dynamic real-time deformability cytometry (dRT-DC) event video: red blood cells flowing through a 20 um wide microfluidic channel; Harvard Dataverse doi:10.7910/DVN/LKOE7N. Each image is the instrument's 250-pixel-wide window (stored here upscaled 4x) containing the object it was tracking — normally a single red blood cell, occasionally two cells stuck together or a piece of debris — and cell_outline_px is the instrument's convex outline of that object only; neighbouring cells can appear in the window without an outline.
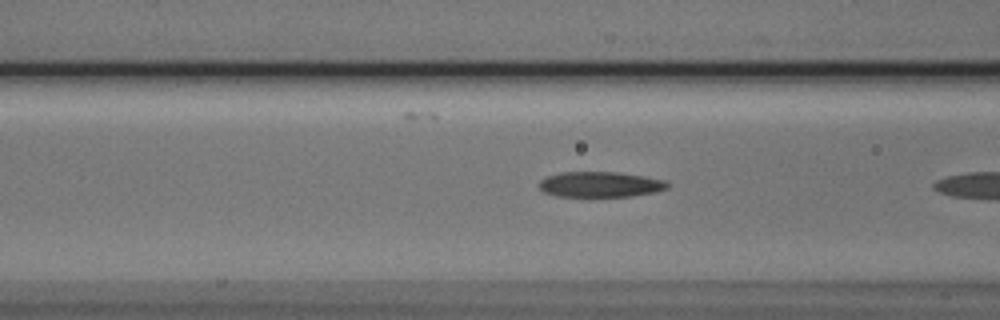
{"species": "Egyptian fruit bat (a non-hibernating species)", "species_latin": "Rousettus aegyptiacus", "temperature_condition": "cold", "stored_images_in_passage": 6, "camera_frame_rate_fps": 3000, "um_per_image_px": 0.085, "animal": {"sex": "male"}, "frame": {"image": 1, "passage_image": 5, "time_ms": 1.333, "image_size_px": [1000, 320], "cell_outline_px": [[668, 188], [656, 192], [632, 196], [588, 200], [556, 196], [544, 192], [540, 188], [540, 180], [548, 176], [560, 172], [616, 172], [644, 176], [664, 180], [668, 184]], "centroid_in_image_um": [50.99, 15.73], "position_along_channel_um": 115.6, "area_um2": 20.0}}